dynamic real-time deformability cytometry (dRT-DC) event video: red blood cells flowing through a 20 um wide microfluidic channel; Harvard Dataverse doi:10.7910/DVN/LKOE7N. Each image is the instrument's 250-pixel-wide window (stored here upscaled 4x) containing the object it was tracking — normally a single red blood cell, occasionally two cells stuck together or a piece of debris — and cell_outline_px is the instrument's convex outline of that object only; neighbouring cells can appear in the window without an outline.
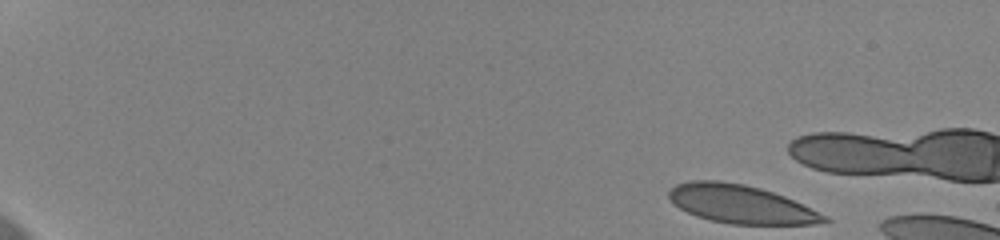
{"species": "human", "species_latin": "Homo sapiens", "temperature_condition": "cold", "stored_images_in_passage": 12, "camera_frame_rate_fps": 3000, "um_per_image_px": 0.085, "donor": {"sex": "female"}, "frame": {"image": 1, "passage_image": 1, "time_ms": 0.0, "image_size_px": [1000, 240], "cell_outline_px": [[832, 220], [812, 224], [732, 224], [712, 220], [696, 216], [680, 208], [668, 196], [668, 192], [676, 184], [692, 180], [720, 180], [744, 184], [760, 188], [784, 196], [828, 216]], "centroid_in_image_um": [62.97, 17.35], "position_along_channel_um": 22.0, "area_um2": 34.39}}